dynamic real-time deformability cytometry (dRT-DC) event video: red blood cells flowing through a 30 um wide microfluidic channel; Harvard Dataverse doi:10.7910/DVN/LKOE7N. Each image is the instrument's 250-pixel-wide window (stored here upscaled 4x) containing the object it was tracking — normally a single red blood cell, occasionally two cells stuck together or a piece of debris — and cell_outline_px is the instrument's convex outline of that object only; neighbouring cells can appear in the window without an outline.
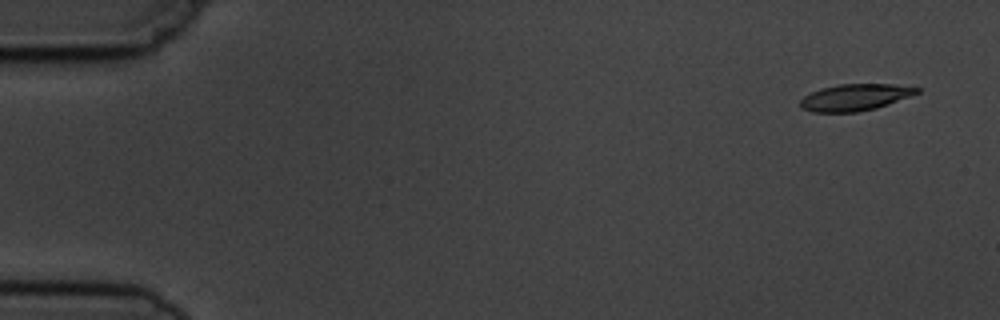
{"species": "common noctule bat (a hibernating species)", "species_latin": "Nyctalus noctula", "temperature_condition": "cold", "stored_images_in_passage": 6, "camera_frame_rate_fps": 3000, "um_per_image_px": 0.085, "animal": {"sex": "male", "body_mass_g": 19.5, "forearm_length_mm": 54.6}, "frame": {"image": 1, "passage_image": 1, "time_ms": 0.0, "image_size_px": [1000, 320], "cell_outline_px": [[920, 92], [888, 104], [876, 108], [856, 112], [812, 112], [800, 108], [800, 100], [804, 96], [820, 88], [840, 84], [892, 84], [920, 88]], "centroid_in_image_um": [72.65, 8.27], "position_along_channel_um": 12.4, "area_um2": 18.03}}
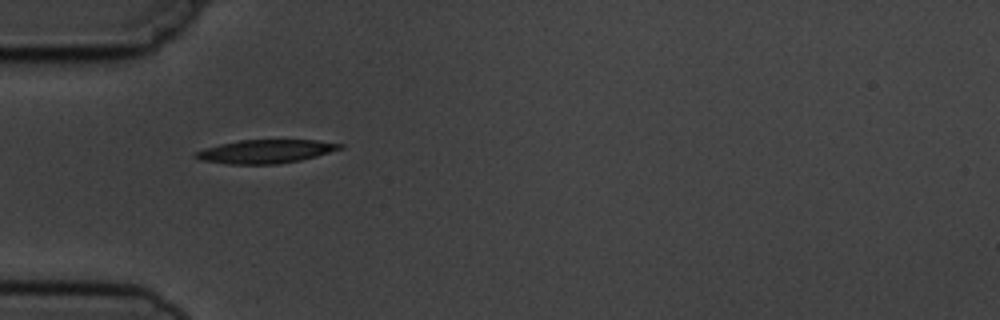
{"frame": {"image": 2, "passage_image": 5, "time_ms": 4.667, "image_size_px": [1000, 320], "cell_outline_px": [[344, 148], [316, 156], [300, 160], [276, 164], [228, 164], [200, 160], [192, 156], [196, 152], [204, 148], [220, 144], [240, 140], [316, 140], [344, 144]], "centroid_in_image_um": [22.57, 12.87], "position_along_channel_um": 62.4, "area_um2": 19.77}}
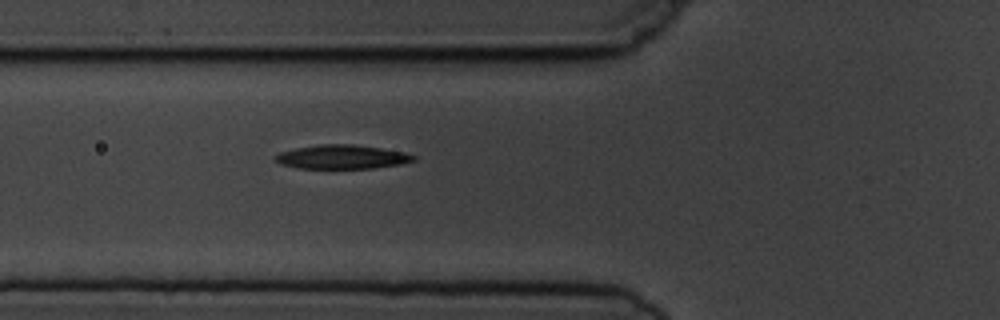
{"frame": {"image": 3, "passage_image": 6, "time_ms": 5.667, "image_size_px": [1000, 320], "cell_outline_px": [[416, 160], [400, 164], [372, 168], [296, 168], [280, 164], [272, 160], [272, 156], [280, 152], [296, 148], [320, 144], [356, 144], [404, 152], [416, 156]], "centroid_in_image_um": [29.01, 13.33], "position_along_channel_um": 96.8, "area_um2": 19.42}}